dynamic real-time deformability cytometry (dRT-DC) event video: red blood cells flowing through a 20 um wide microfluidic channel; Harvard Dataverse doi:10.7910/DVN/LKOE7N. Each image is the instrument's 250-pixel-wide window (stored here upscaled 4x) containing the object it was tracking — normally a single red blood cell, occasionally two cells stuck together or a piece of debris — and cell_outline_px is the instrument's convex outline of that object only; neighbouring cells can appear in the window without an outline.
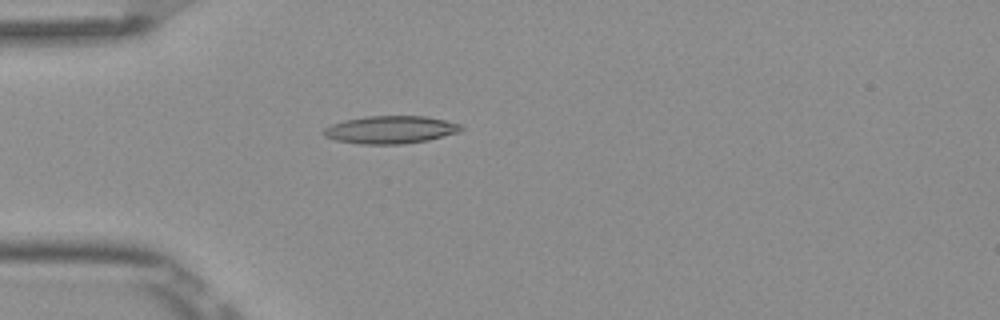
{"species": "Egyptian fruit bat (a non-hibernating species)", "species_latin": "Rousettus aegyptiacus", "temperature_condition": "room temperature", "stored_images_in_passage": 5, "camera_frame_rate_fps": 3000, "um_per_image_px": 0.085, "frame": {"image": 1, "passage_image": 5, "time_ms": 1.333, "image_size_px": [1000, 320], "cell_outline_px": [[464, 128], [460, 132], [428, 140], [400, 144], [360, 144], [336, 140], [324, 136], [320, 132], [324, 128], [332, 124], [344, 120], [364, 116], [428, 116], [460, 124]], "centroid_in_image_um": [33.17, 11.02], "position_along_channel_um": 51.8, "area_um2": 22.31}}